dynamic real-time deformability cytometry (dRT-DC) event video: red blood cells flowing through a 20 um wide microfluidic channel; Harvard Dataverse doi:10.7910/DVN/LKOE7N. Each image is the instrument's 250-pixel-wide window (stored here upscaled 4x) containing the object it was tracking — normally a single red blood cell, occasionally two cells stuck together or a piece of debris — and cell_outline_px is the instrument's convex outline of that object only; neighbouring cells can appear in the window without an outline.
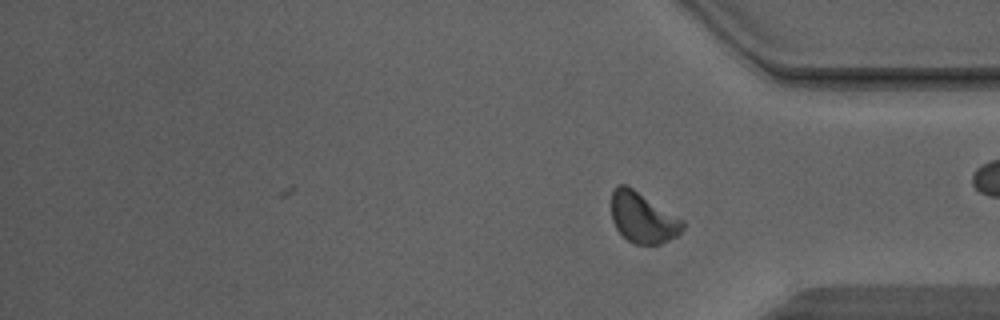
{"species": "Egyptian fruit bat (a non-hibernating species)", "species_latin": "Rousettus aegyptiacus", "temperature_condition": "warm", "stored_images_in_passage": 36, "camera_frame_rate_fps": 3000, "um_per_image_px": 0.085, "animal": {"sex": "male"}, "frame": {"image": 1, "passage_image": 36, "time_ms": 11.667, "image_size_px": [1000, 320], "cell_outline_px": [[684, 228], [676, 236], [660, 244], [632, 244], [616, 228], [612, 220], [612, 192], [616, 184], [628, 184], [684, 220]], "centroid_in_image_um": [54.63, 18.47], "position_along_channel_um": 380.6, "area_um2": 21.15}, "authors_computed_cell_mechanics": {"area_um2": 21.2415, "velocity_mm_per_s": 4.4165, "shape_relaxation_time_tau1_ms": 2.19, "shape_relaxation_time_tau2_ms": 0.8674, "deformation_change_tau1": 0.082, "deformation_change_tau2": 0.041}}